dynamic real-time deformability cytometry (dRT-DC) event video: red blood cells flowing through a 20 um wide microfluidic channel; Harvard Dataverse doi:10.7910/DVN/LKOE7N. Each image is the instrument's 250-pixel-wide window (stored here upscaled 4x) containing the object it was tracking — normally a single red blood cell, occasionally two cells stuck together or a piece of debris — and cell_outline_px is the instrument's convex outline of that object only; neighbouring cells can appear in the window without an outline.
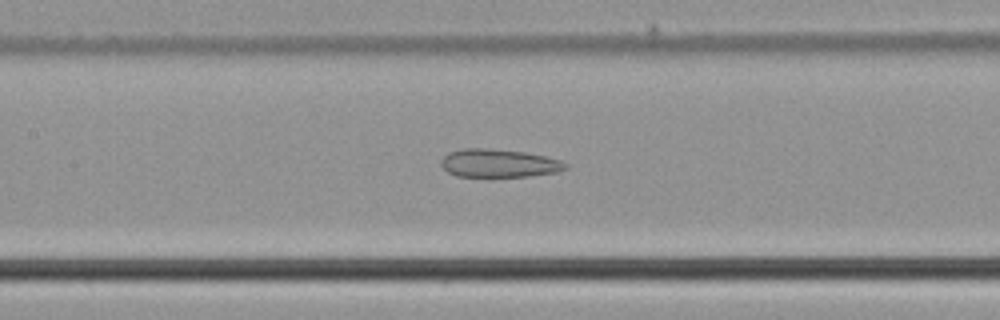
{"species": "common noctule bat (a hibernating species)", "species_latin": "Nyctalus noctula", "temperature_condition": "cold", "stored_images_in_passage": 44, "camera_frame_rate_fps": 3000, "um_per_image_px": 0.085, "animal": {"sex": "male", "body_mass_g": 21.5, "forearm_length_mm": 52.0}, "frame": {"image": 1, "passage_image": 18, "time_ms": 5.667, "image_size_px": [1000, 320], "cell_outline_px": [[568, 168], [556, 172], [528, 176], [456, 176], [448, 172], [440, 164], [440, 160], [448, 152], [464, 148], [488, 148], [524, 152], [544, 156], [560, 160], [568, 164]], "centroid_in_image_um": [42.38, 13.86], "position_along_channel_um": 165.0, "area_um2": 20.35}}
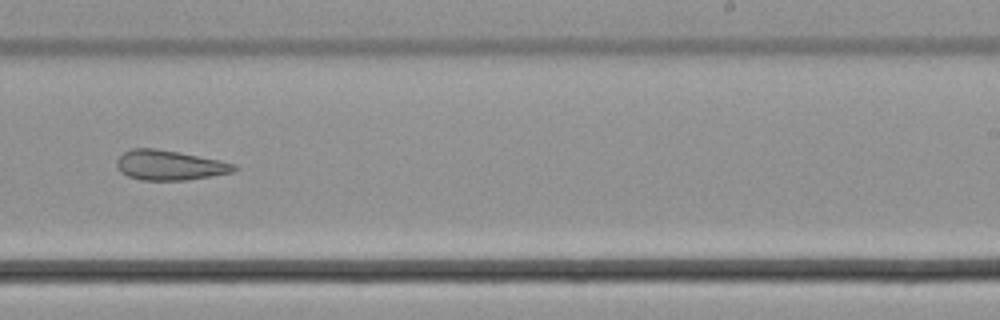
{"frame": {"image": 2, "passage_image": 26, "time_ms": 8.333, "image_size_px": [1000, 320], "cell_outline_px": [[240, 168], [232, 172], [212, 176], [184, 180], [140, 180], [128, 176], [120, 172], [116, 164], [116, 160], [124, 152], [132, 148], [156, 148], [220, 160], [236, 164]], "centroid_in_image_um": [14.42, 14.04], "position_along_channel_um": 274.6, "area_um2": 20.46}}
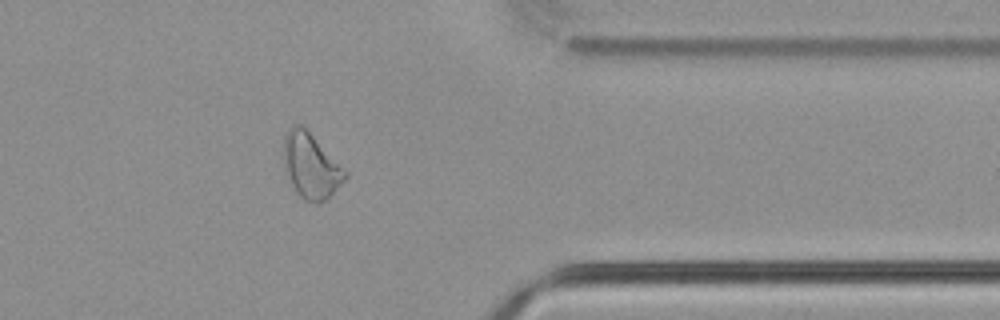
{"frame": {"image": 3, "passage_image": 35, "time_ms": 11.333, "image_size_px": [1000, 320], "cell_outline_px": [[348, 176], [320, 204], [316, 204], [304, 200], [300, 196], [292, 184], [284, 168], [284, 136], [288, 128], [292, 124], [300, 124], [348, 172]], "centroid_in_image_um": [26.4, 14.1], "position_along_channel_um": 385.0, "area_um2": 22.77}}